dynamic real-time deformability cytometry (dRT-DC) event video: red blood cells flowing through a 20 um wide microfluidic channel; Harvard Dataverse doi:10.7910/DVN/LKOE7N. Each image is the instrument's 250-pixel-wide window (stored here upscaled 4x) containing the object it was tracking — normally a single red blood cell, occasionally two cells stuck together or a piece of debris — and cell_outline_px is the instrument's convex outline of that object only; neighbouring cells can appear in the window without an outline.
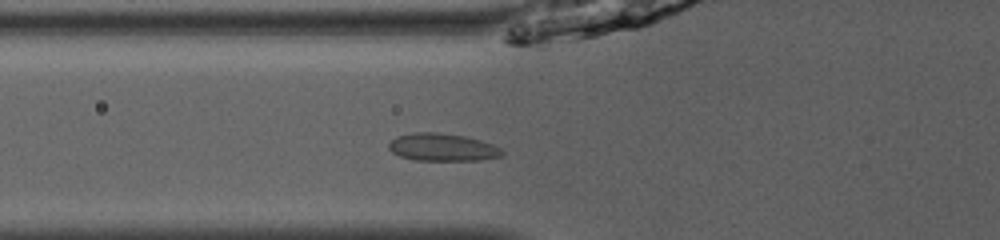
{"species": "common noctule bat (a hibernating species)", "species_latin": "Nyctalus noctula", "temperature_condition": "room temperature", "stored_images_in_passage": 29, "camera_frame_rate_fps": 3000, "um_per_image_px": 0.085, "animal": {"sex": "male", "body_mass_g": 13.0, "forearm_length_mm": 53.1}, "frame": {"image": 1, "passage_image": 3, "time_ms": 0.667, "image_size_px": [1000, 240], "cell_outline_px": [[504, 156], [480, 160], [416, 160], [400, 156], [392, 152], [388, 148], [388, 144], [396, 136], [412, 132], [436, 132], [464, 136], [480, 140], [492, 144], [500, 148], [504, 152]], "centroid_in_image_um": [37.6, 12.51], "position_along_channel_um": 88.2, "area_um2": 18.26}}
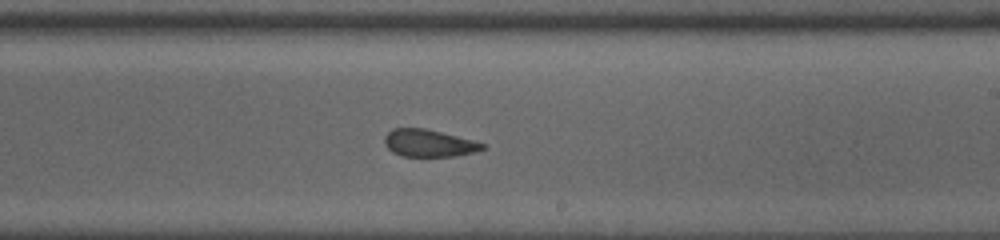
{"frame": {"image": 2, "passage_image": 15, "time_ms": 4.667, "image_size_px": [1000, 240], "cell_outline_px": [[488, 148], [472, 152], [452, 156], [404, 156], [392, 152], [384, 144], [384, 136], [392, 128], [424, 128], [488, 144]], "centroid_in_image_um": [36.44, 12.16], "position_along_channel_um": 252.6, "area_um2": 15.49}}
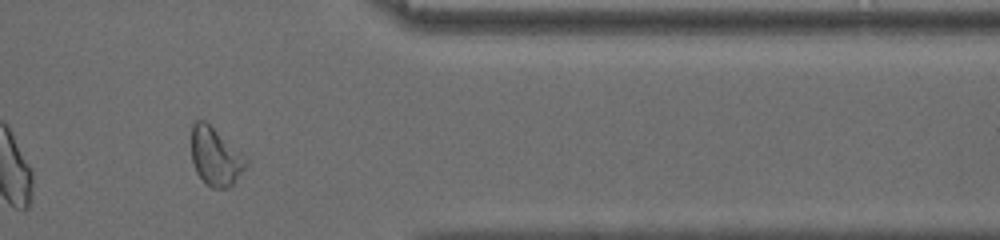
{"frame": {"image": 3, "passage_image": 26, "time_ms": 8.333, "image_size_px": [1000, 240], "cell_outline_px": [[248, 164], [232, 184], [228, 188], [212, 188], [196, 172], [192, 160], [192, 124], [196, 120], [204, 120], [240, 152], [248, 160]], "centroid_in_image_um": [18.3, 13.31], "position_along_channel_um": 393.1, "area_um2": 17.98}, "authors_computed_cell_mechanics": {"area_um2": 16.5886, "velocity_mm_per_s": 4.0862, "shape_relaxation_time_tau1_ms": null, "shape_relaxation_time_tau2_ms": 1.6437, "deformation_change_tau1": null, "deformation_change_tau2": 0.051}}